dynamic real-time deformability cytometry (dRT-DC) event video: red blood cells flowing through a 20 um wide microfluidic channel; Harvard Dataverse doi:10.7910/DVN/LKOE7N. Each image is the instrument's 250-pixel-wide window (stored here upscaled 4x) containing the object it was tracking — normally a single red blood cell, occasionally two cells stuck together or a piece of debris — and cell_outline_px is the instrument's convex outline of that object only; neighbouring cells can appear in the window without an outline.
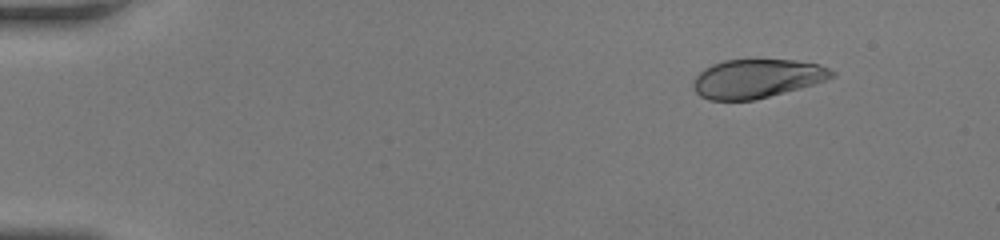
{"species": "human", "species_latin": "Homo sapiens", "temperature_condition": "room temperature", "stored_images_in_passage": 45, "camera_frame_rate_fps": 3000, "um_per_image_px": 0.085, "donor": {"sex": "female"}, "frame": {"image": 1, "passage_image": 1, "time_ms": 0.0, "image_size_px": [1000, 240], "cell_outline_px": [[836, 76], [800, 88], [756, 100], [708, 100], [700, 96], [692, 88], [692, 84], [696, 76], [704, 68], [712, 64], [724, 60], [796, 60], [820, 64], [836, 72]], "centroid_in_image_um": [64.32, 6.68], "position_along_channel_um": 20.7, "area_um2": 31.39}}
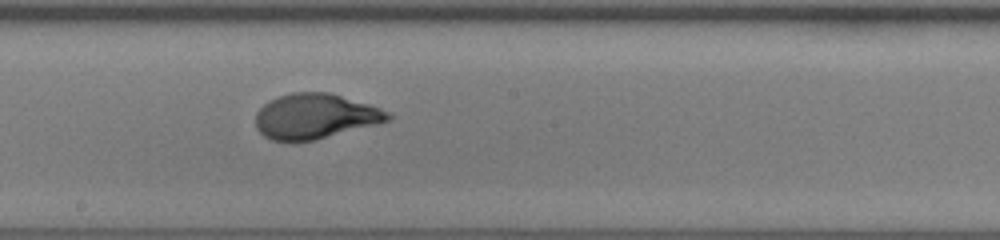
{"frame": {"image": 2, "passage_image": 24, "time_ms": 7.667, "image_size_px": [1000, 240], "cell_outline_px": [[392, 120], [312, 140], [292, 144], [272, 140], [264, 136], [256, 128], [256, 112], [268, 100], [276, 96], [292, 92], [328, 92], [368, 104], [392, 112]], "centroid_in_image_um": [26.75, 9.89], "position_along_channel_um": 221.5, "area_um2": 35.08}}
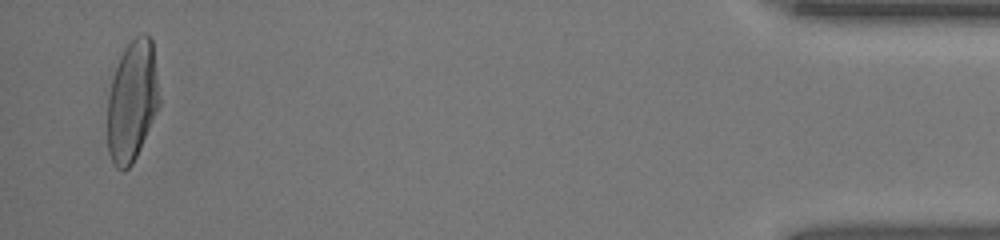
{"frame": {"image": 3, "passage_image": 44, "time_ms": 14.333, "image_size_px": [1000, 240], "cell_outline_px": [[160, 104], [140, 148], [132, 164], [124, 172], [116, 168], [112, 164], [108, 152], [108, 96], [112, 80], [120, 56], [124, 48], [140, 32], [144, 32], [152, 40], [160, 100]], "centroid_in_image_um": [11.23, 8.6], "position_along_channel_um": 424.0, "area_um2": 36.47}, "authors_computed_cell_mechanics": {"area_um2": 34.7956, "velocity_mm_per_s": 4.1893, "shape_relaxation_time_tau1_ms": 3.4214, "shape_relaxation_time_tau2_ms": null, "deformation_change_tau1": 0.1974, "deformation_change_tau2": null}}